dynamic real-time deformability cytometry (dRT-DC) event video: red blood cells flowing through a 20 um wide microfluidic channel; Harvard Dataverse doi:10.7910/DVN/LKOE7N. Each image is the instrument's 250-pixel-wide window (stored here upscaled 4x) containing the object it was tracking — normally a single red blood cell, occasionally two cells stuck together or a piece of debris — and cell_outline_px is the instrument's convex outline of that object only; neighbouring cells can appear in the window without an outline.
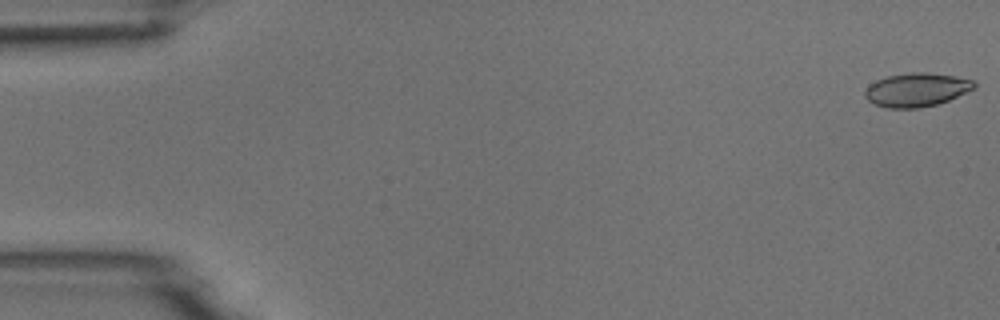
{"species": "common noctule bat (a hibernating species)", "species_latin": "Nyctalus noctula", "temperature_condition": "room temperature", "stored_images_in_passage": 53, "camera_frame_rate_fps": 3000, "um_per_image_px": 0.085, "animal": {"sex": "male", "body_mass_g": 18.8}, "frame": {"image": 1, "passage_image": 1, "time_ms": 0.0, "image_size_px": [1000, 320], "cell_outline_px": [[976, 88], [948, 100], [936, 104], [920, 108], [888, 108], [876, 104], [868, 100], [864, 96], [864, 92], [868, 84], [876, 80], [888, 76], [908, 72], [928, 72], [952, 76], [972, 80], [976, 84]], "centroid_in_image_um": [77.88, 7.62], "position_along_channel_um": 7.1, "area_um2": 21.39}}
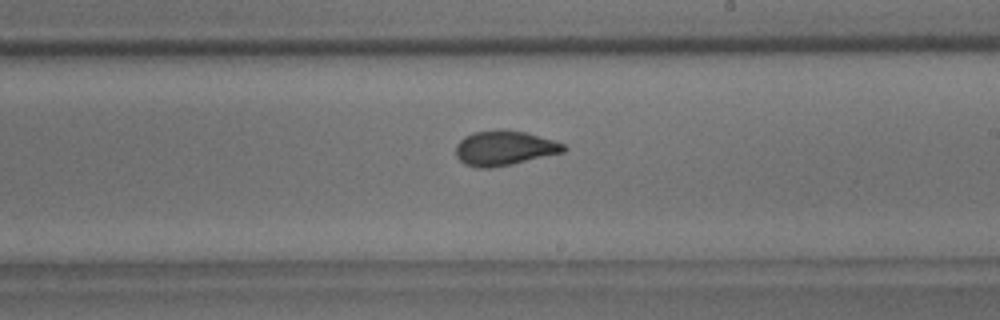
{"frame": {"image": 2, "passage_image": 31, "time_ms": 10.0, "image_size_px": [1000, 320], "cell_outline_px": [[568, 148], [564, 152], [512, 164], [492, 168], [476, 168], [464, 164], [456, 156], [456, 144], [464, 136], [472, 132], [500, 128], [524, 132], [552, 140], [564, 144]], "centroid_in_image_um": [42.83, 12.58], "position_along_channel_um": 246.2, "area_um2": 22.02}}
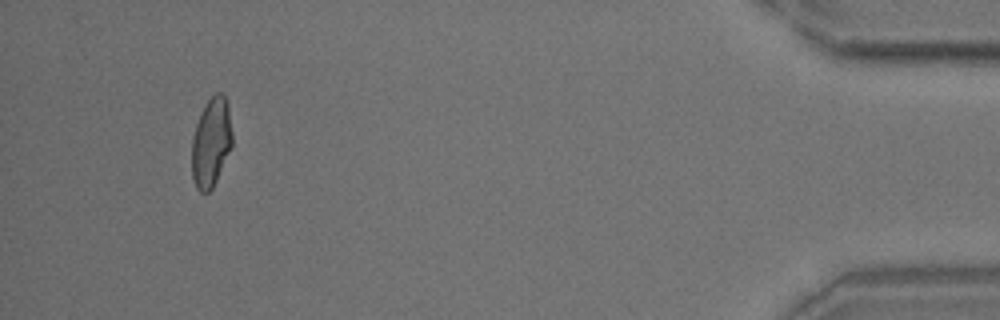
{"frame": {"image": 3, "passage_image": 50, "time_ms": 16.333, "image_size_px": [1000, 320], "cell_outline_px": [[232, 144], [216, 180], [212, 188], [208, 192], [200, 192], [196, 188], [192, 176], [192, 136], [196, 124], [204, 104], [216, 92], [220, 92], [224, 96], [228, 104], [232, 132]], "centroid_in_image_um": [17.93, 12.08], "position_along_channel_um": 417.3, "area_um2": 20.87}}